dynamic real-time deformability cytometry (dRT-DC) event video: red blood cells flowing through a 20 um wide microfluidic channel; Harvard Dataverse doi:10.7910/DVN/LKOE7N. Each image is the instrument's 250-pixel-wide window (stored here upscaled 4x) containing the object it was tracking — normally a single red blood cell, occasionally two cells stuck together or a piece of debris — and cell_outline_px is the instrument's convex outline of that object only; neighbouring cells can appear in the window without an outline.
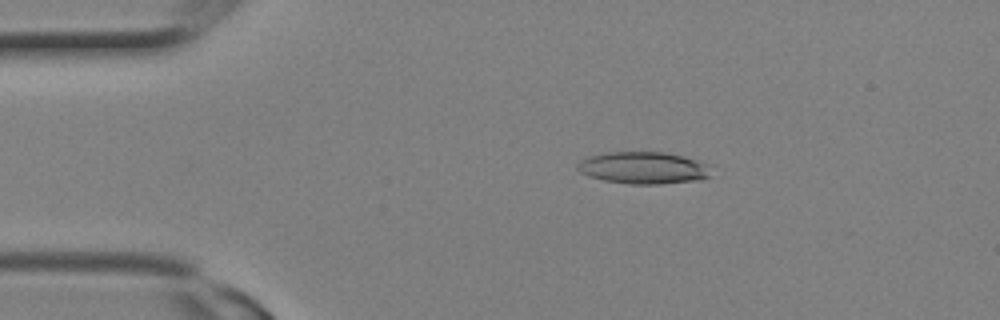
{"species": "Egyptian fruit bat (a non-hibernating species)", "species_latin": "Rousettus aegyptiacus", "temperature_condition": "room temperature", "stored_images_in_passage": 8, "camera_frame_rate_fps": 3000, "um_per_image_px": 0.085, "animal": {"sex": "female"}, "frame": {"image": 1, "passage_image": 2, "time_ms": 0.333, "image_size_px": [1000, 320], "cell_outline_px": [[712, 176], [700, 180], [660, 184], [628, 184], [604, 180], [588, 176], [580, 172], [576, 168], [576, 164], [580, 160], [588, 156], [604, 152], [668, 152], [684, 156], [696, 160], [704, 164]], "centroid_in_image_um": [54.64, 14.26], "position_along_channel_um": 30.4, "area_um2": 25.09}}
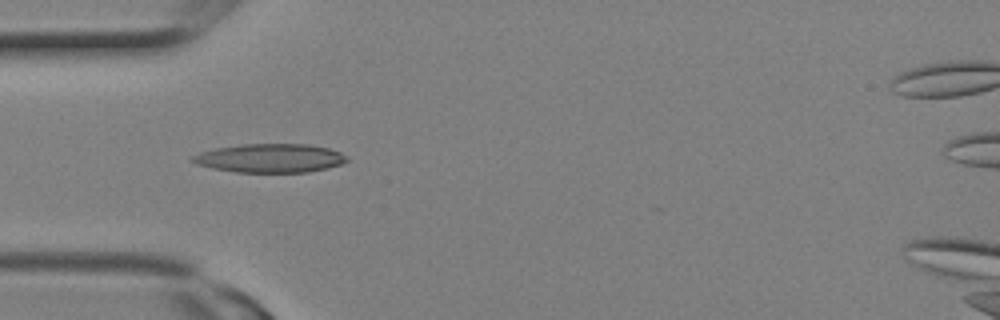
{"frame": {"image": 2, "passage_image": 5, "time_ms": 1.333, "image_size_px": [1000, 320], "cell_outline_px": [[348, 160], [340, 164], [308, 172], [236, 172], [212, 168], [196, 164], [188, 160], [192, 156], [200, 152], [216, 148], [244, 144], [308, 144], [328, 148], [340, 152]], "centroid_in_image_um": [22.89, 13.44], "position_along_channel_um": 62.1, "area_um2": 25.66}}
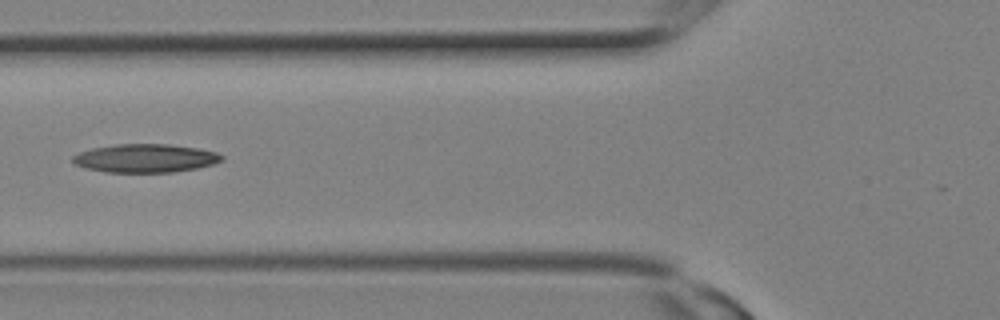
{"frame": {"image": 3, "passage_image": 7, "time_ms": 2.0, "image_size_px": [1000, 320], "cell_outline_px": [[224, 160], [212, 164], [196, 168], [172, 172], [104, 172], [84, 168], [76, 164], [72, 160], [72, 156], [80, 152], [92, 148], [116, 144], [168, 144], [196, 148], [216, 152], [224, 156]], "centroid_in_image_um": [12.34, 13.45], "position_along_channel_um": 113.5, "area_um2": 24.62}}